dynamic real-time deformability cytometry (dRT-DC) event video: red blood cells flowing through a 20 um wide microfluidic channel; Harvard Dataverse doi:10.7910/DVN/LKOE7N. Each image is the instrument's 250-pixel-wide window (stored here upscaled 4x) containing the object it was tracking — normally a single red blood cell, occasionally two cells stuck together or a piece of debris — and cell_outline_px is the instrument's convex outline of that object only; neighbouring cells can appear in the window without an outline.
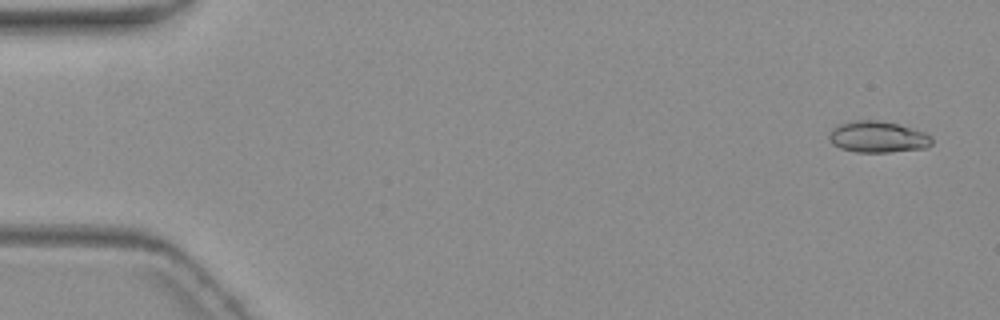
{"species": "common noctule bat (a hibernating species)", "species_latin": "Nyctalus noctula", "temperature_condition": "warm", "stored_images_in_passage": 5, "camera_frame_rate_fps": 3000, "um_per_image_px": 0.085, "animal": {"sex": "female", "body_mass_g": 19.3, "forearm_length_mm": 54.1}, "frame": {"image": 1, "passage_image": 1, "time_ms": 0.0, "image_size_px": [1000, 320], "cell_outline_px": [[932, 144], [924, 148], [888, 152], [856, 152], [840, 148], [832, 144], [828, 140], [828, 136], [832, 128], [836, 124], [856, 120], [876, 120], [896, 124], [924, 132], [932, 136]], "centroid_in_image_um": [74.56, 11.64], "position_along_channel_um": 10.4, "area_um2": 18.79}}